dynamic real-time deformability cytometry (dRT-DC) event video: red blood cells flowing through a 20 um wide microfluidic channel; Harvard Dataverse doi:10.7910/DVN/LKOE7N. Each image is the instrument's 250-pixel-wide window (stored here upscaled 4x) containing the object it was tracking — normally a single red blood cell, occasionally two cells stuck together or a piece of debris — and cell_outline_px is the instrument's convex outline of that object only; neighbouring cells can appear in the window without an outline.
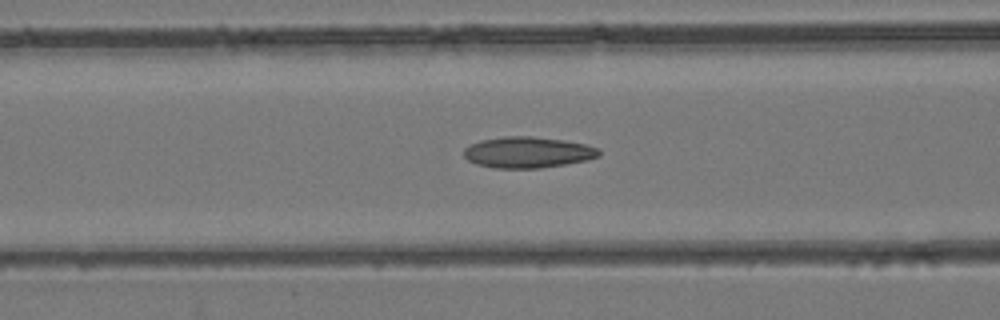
{"species": "common noctule bat (a hibernating species)", "species_latin": "Nyctalus noctula", "temperature_condition": "room temperature", "stored_images_in_passage": 46, "camera_frame_rate_fps": 3000, "um_per_image_px": 0.085, "animal": {"sex": "female", "body_mass_g": 24.6, "forearm_length_mm": 56.2}, "frame": {"image": 1, "passage_image": 19, "time_ms": 6.0, "image_size_px": [1000, 320], "cell_outline_px": [[600, 156], [588, 160], [540, 168], [496, 168], [476, 164], [468, 160], [464, 156], [464, 148], [480, 140], [504, 136], [532, 136], [564, 140], [584, 144], [600, 148]], "centroid_in_image_um": [44.87, 12.94], "position_along_channel_um": 121.7, "area_um2": 24.51}}
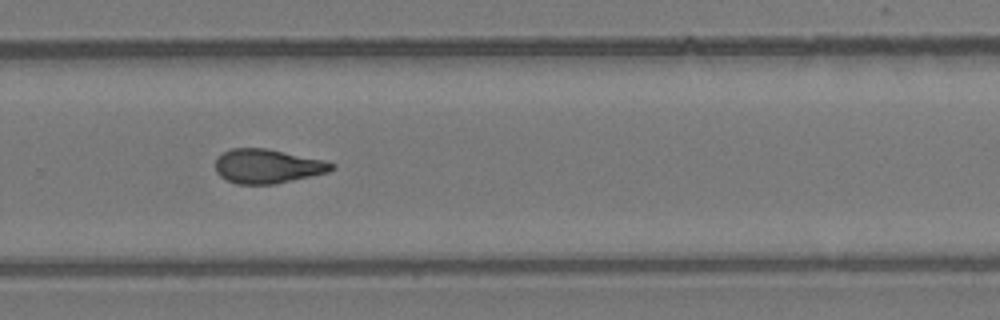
{"frame": {"image": 2, "passage_image": 31, "time_ms": 10.0, "image_size_px": [1000, 320], "cell_outline_px": [[336, 168], [328, 172], [276, 184], [236, 184], [220, 176], [216, 172], [216, 156], [232, 148], [268, 148], [324, 160], [336, 164]], "centroid_in_image_um": [22.75, 14.12], "position_along_channel_um": 307.1, "area_um2": 23.29}}
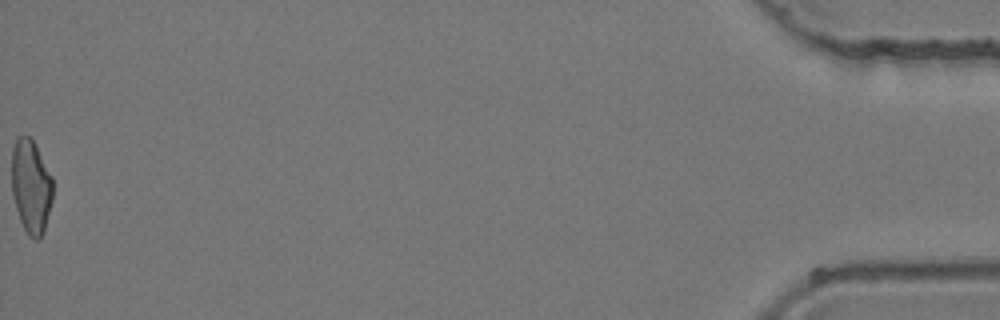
{"frame": {"image": 3, "passage_image": 46, "time_ms": 15.0, "image_size_px": [1000, 320], "cell_outline_px": [[52, 200], [44, 232], [36, 240], [28, 236], [20, 220], [16, 208], [12, 192], [12, 148], [16, 140], [20, 136], [28, 136], [32, 140], [52, 176]], "centroid_in_image_um": [2.63, 15.87], "position_along_channel_um": 432.6, "area_um2": 22.2}}